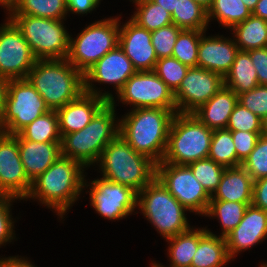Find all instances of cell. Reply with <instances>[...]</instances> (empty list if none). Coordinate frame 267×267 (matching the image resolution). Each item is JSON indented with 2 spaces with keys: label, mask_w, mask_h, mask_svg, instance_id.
Returning <instances> with one entry per match:
<instances>
[{
  "label": "cell",
  "mask_w": 267,
  "mask_h": 267,
  "mask_svg": "<svg viewBox=\"0 0 267 267\" xmlns=\"http://www.w3.org/2000/svg\"><path fill=\"white\" fill-rule=\"evenodd\" d=\"M166 241L170 243L168 246L170 267H190L199 243V229L196 230L192 227L176 236L167 238ZM151 267L164 266L152 263Z\"/></svg>",
  "instance_id": "83f0119b"
},
{
  "label": "cell",
  "mask_w": 267,
  "mask_h": 267,
  "mask_svg": "<svg viewBox=\"0 0 267 267\" xmlns=\"http://www.w3.org/2000/svg\"><path fill=\"white\" fill-rule=\"evenodd\" d=\"M193 1H196L197 3H199L206 10H208L213 3V0H193Z\"/></svg>",
  "instance_id": "11a10c76"
},
{
  "label": "cell",
  "mask_w": 267,
  "mask_h": 267,
  "mask_svg": "<svg viewBox=\"0 0 267 267\" xmlns=\"http://www.w3.org/2000/svg\"><path fill=\"white\" fill-rule=\"evenodd\" d=\"M213 131L192 113H176L170 126L162 162L189 165L208 158Z\"/></svg>",
  "instance_id": "8992f818"
},
{
  "label": "cell",
  "mask_w": 267,
  "mask_h": 267,
  "mask_svg": "<svg viewBox=\"0 0 267 267\" xmlns=\"http://www.w3.org/2000/svg\"><path fill=\"white\" fill-rule=\"evenodd\" d=\"M119 17L93 22L76 39L70 36L66 58L83 75L104 55L118 45Z\"/></svg>",
  "instance_id": "9c48e42d"
},
{
  "label": "cell",
  "mask_w": 267,
  "mask_h": 267,
  "mask_svg": "<svg viewBox=\"0 0 267 267\" xmlns=\"http://www.w3.org/2000/svg\"><path fill=\"white\" fill-rule=\"evenodd\" d=\"M19 154L28 179L32 182L60 156V142H33L18 133Z\"/></svg>",
  "instance_id": "7402d4cb"
},
{
  "label": "cell",
  "mask_w": 267,
  "mask_h": 267,
  "mask_svg": "<svg viewBox=\"0 0 267 267\" xmlns=\"http://www.w3.org/2000/svg\"><path fill=\"white\" fill-rule=\"evenodd\" d=\"M237 154V167L254 149L262 132L231 131Z\"/></svg>",
  "instance_id": "ee69618b"
},
{
  "label": "cell",
  "mask_w": 267,
  "mask_h": 267,
  "mask_svg": "<svg viewBox=\"0 0 267 267\" xmlns=\"http://www.w3.org/2000/svg\"><path fill=\"white\" fill-rule=\"evenodd\" d=\"M254 180L242 167L225 168L211 200L252 203Z\"/></svg>",
  "instance_id": "cb8c5ba5"
},
{
  "label": "cell",
  "mask_w": 267,
  "mask_h": 267,
  "mask_svg": "<svg viewBox=\"0 0 267 267\" xmlns=\"http://www.w3.org/2000/svg\"><path fill=\"white\" fill-rule=\"evenodd\" d=\"M261 135L267 137V116L262 119V133Z\"/></svg>",
  "instance_id": "9f6ffc18"
},
{
  "label": "cell",
  "mask_w": 267,
  "mask_h": 267,
  "mask_svg": "<svg viewBox=\"0 0 267 267\" xmlns=\"http://www.w3.org/2000/svg\"><path fill=\"white\" fill-rule=\"evenodd\" d=\"M101 0H67V10L73 14H87L93 11Z\"/></svg>",
  "instance_id": "7dc6e473"
},
{
  "label": "cell",
  "mask_w": 267,
  "mask_h": 267,
  "mask_svg": "<svg viewBox=\"0 0 267 267\" xmlns=\"http://www.w3.org/2000/svg\"><path fill=\"white\" fill-rule=\"evenodd\" d=\"M234 40L239 50L248 51L267 47V21L249 16L232 28Z\"/></svg>",
  "instance_id": "f1b7e54d"
},
{
  "label": "cell",
  "mask_w": 267,
  "mask_h": 267,
  "mask_svg": "<svg viewBox=\"0 0 267 267\" xmlns=\"http://www.w3.org/2000/svg\"><path fill=\"white\" fill-rule=\"evenodd\" d=\"M16 267H35L31 262L28 261V259L26 260L23 257H17L16 256Z\"/></svg>",
  "instance_id": "f5cc1de1"
},
{
  "label": "cell",
  "mask_w": 267,
  "mask_h": 267,
  "mask_svg": "<svg viewBox=\"0 0 267 267\" xmlns=\"http://www.w3.org/2000/svg\"><path fill=\"white\" fill-rule=\"evenodd\" d=\"M252 15L267 21V0H259Z\"/></svg>",
  "instance_id": "c3c4849f"
},
{
  "label": "cell",
  "mask_w": 267,
  "mask_h": 267,
  "mask_svg": "<svg viewBox=\"0 0 267 267\" xmlns=\"http://www.w3.org/2000/svg\"><path fill=\"white\" fill-rule=\"evenodd\" d=\"M156 178L188 211L205 215L211 196L187 165L159 162L156 164Z\"/></svg>",
  "instance_id": "8fae6325"
},
{
  "label": "cell",
  "mask_w": 267,
  "mask_h": 267,
  "mask_svg": "<svg viewBox=\"0 0 267 267\" xmlns=\"http://www.w3.org/2000/svg\"><path fill=\"white\" fill-rule=\"evenodd\" d=\"M137 207L165 239L190 229L188 211L155 177L137 193Z\"/></svg>",
  "instance_id": "52a82bcc"
},
{
  "label": "cell",
  "mask_w": 267,
  "mask_h": 267,
  "mask_svg": "<svg viewBox=\"0 0 267 267\" xmlns=\"http://www.w3.org/2000/svg\"><path fill=\"white\" fill-rule=\"evenodd\" d=\"M237 103L238 95L223 86L209 101L192 112V115L212 130L226 129L229 117Z\"/></svg>",
  "instance_id": "603a6c76"
},
{
  "label": "cell",
  "mask_w": 267,
  "mask_h": 267,
  "mask_svg": "<svg viewBox=\"0 0 267 267\" xmlns=\"http://www.w3.org/2000/svg\"><path fill=\"white\" fill-rule=\"evenodd\" d=\"M135 72L132 62L117 45L84 74V92L100 96L110 102L114 99L113 94L97 91L92 82L112 84L117 94Z\"/></svg>",
  "instance_id": "9a60e30c"
},
{
  "label": "cell",
  "mask_w": 267,
  "mask_h": 267,
  "mask_svg": "<svg viewBox=\"0 0 267 267\" xmlns=\"http://www.w3.org/2000/svg\"><path fill=\"white\" fill-rule=\"evenodd\" d=\"M235 40L222 36L201 35L197 67L219 73L223 77L230 71L237 52Z\"/></svg>",
  "instance_id": "44dd1931"
},
{
  "label": "cell",
  "mask_w": 267,
  "mask_h": 267,
  "mask_svg": "<svg viewBox=\"0 0 267 267\" xmlns=\"http://www.w3.org/2000/svg\"><path fill=\"white\" fill-rule=\"evenodd\" d=\"M11 1L13 0H0V4L1 6L6 8L11 3Z\"/></svg>",
  "instance_id": "6f0895ef"
},
{
  "label": "cell",
  "mask_w": 267,
  "mask_h": 267,
  "mask_svg": "<svg viewBox=\"0 0 267 267\" xmlns=\"http://www.w3.org/2000/svg\"><path fill=\"white\" fill-rule=\"evenodd\" d=\"M224 86L219 73L200 67H191L174 92L177 113H192L209 101Z\"/></svg>",
  "instance_id": "2e32d148"
},
{
  "label": "cell",
  "mask_w": 267,
  "mask_h": 267,
  "mask_svg": "<svg viewBox=\"0 0 267 267\" xmlns=\"http://www.w3.org/2000/svg\"><path fill=\"white\" fill-rule=\"evenodd\" d=\"M0 26V76L26 79L38 60L20 30L9 19Z\"/></svg>",
  "instance_id": "4fadbf2b"
},
{
  "label": "cell",
  "mask_w": 267,
  "mask_h": 267,
  "mask_svg": "<svg viewBox=\"0 0 267 267\" xmlns=\"http://www.w3.org/2000/svg\"><path fill=\"white\" fill-rule=\"evenodd\" d=\"M7 83L8 79L3 76H0V115L2 114L4 103H5V96L7 91Z\"/></svg>",
  "instance_id": "681fc988"
},
{
  "label": "cell",
  "mask_w": 267,
  "mask_h": 267,
  "mask_svg": "<svg viewBox=\"0 0 267 267\" xmlns=\"http://www.w3.org/2000/svg\"><path fill=\"white\" fill-rule=\"evenodd\" d=\"M188 69V66L171 56L158 59L153 71L175 92L186 76Z\"/></svg>",
  "instance_id": "74e56055"
},
{
  "label": "cell",
  "mask_w": 267,
  "mask_h": 267,
  "mask_svg": "<svg viewBox=\"0 0 267 267\" xmlns=\"http://www.w3.org/2000/svg\"><path fill=\"white\" fill-rule=\"evenodd\" d=\"M252 203L210 200L206 216L216 217L222 227L221 237H226L241 222L246 208Z\"/></svg>",
  "instance_id": "f546056e"
},
{
  "label": "cell",
  "mask_w": 267,
  "mask_h": 267,
  "mask_svg": "<svg viewBox=\"0 0 267 267\" xmlns=\"http://www.w3.org/2000/svg\"><path fill=\"white\" fill-rule=\"evenodd\" d=\"M6 10L10 15H30L56 20L65 19L68 13L67 0H13Z\"/></svg>",
  "instance_id": "4316f807"
},
{
  "label": "cell",
  "mask_w": 267,
  "mask_h": 267,
  "mask_svg": "<svg viewBox=\"0 0 267 267\" xmlns=\"http://www.w3.org/2000/svg\"><path fill=\"white\" fill-rule=\"evenodd\" d=\"M39 59H66L70 35L63 20L46 19L30 15H8Z\"/></svg>",
  "instance_id": "ba28073f"
},
{
  "label": "cell",
  "mask_w": 267,
  "mask_h": 267,
  "mask_svg": "<svg viewBox=\"0 0 267 267\" xmlns=\"http://www.w3.org/2000/svg\"><path fill=\"white\" fill-rule=\"evenodd\" d=\"M226 129L230 131L262 132V120L237 103L229 117Z\"/></svg>",
  "instance_id": "60d3db41"
},
{
  "label": "cell",
  "mask_w": 267,
  "mask_h": 267,
  "mask_svg": "<svg viewBox=\"0 0 267 267\" xmlns=\"http://www.w3.org/2000/svg\"><path fill=\"white\" fill-rule=\"evenodd\" d=\"M241 166L254 181L267 177V137L260 136L254 149L244 159Z\"/></svg>",
  "instance_id": "f35d334b"
},
{
  "label": "cell",
  "mask_w": 267,
  "mask_h": 267,
  "mask_svg": "<svg viewBox=\"0 0 267 267\" xmlns=\"http://www.w3.org/2000/svg\"><path fill=\"white\" fill-rule=\"evenodd\" d=\"M238 103L262 120L267 116V85H258L250 91L238 94Z\"/></svg>",
  "instance_id": "b9f144b4"
},
{
  "label": "cell",
  "mask_w": 267,
  "mask_h": 267,
  "mask_svg": "<svg viewBox=\"0 0 267 267\" xmlns=\"http://www.w3.org/2000/svg\"><path fill=\"white\" fill-rule=\"evenodd\" d=\"M171 16L172 23L182 29L206 31L208 26L207 10L193 0H177Z\"/></svg>",
  "instance_id": "d6a6232c"
},
{
  "label": "cell",
  "mask_w": 267,
  "mask_h": 267,
  "mask_svg": "<svg viewBox=\"0 0 267 267\" xmlns=\"http://www.w3.org/2000/svg\"><path fill=\"white\" fill-rule=\"evenodd\" d=\"M98 163L102 178L137 193L156 177V163L136 152L119 134L105 147Z\"/></svg>",
  "instance_id": "5b68a950"
},
{
  "label": "cell",
  "mask_w": 267,
  "mask_h": 267,
  "mask_svg": "<svg viewBox=\"0 0 267 267\" xmlns=\"http://www.w3.org/2000/svg\"><path fill=\"white\" fill-rule=\"evenodd\" d=\"M252 205L267 211V177L254 181Z\"/></svg>",
  "instance_id": "bcb514c9"
},
{
  "label": "cell",
  "mask_w": 267,
  "mask_h": 267,
  "mask_svg": "<svg viewBox=\"0 0 267 267\" xmlns=\"http://www.w3.org/2000/svg\"><path fill=\"white\" fill-rule=\"evenodd\" d=\"M90 186L91 206L96 212L109 220H120L127 217L137 208V192L131 187L114 183L104 178L94 179ZM88 183V185H87Z\"/></svg>",
  "instance_id": "5bb4252c"
},
{
  "label": "cell",
  "mask_w": 267,
  "mask_h": 267,
  "mask_svg": "<svg viewBox=\"0 0 267 267\" xmlns=\"http://www.w3.org/2000/svg\"><path fill=\"white\" fill-rule=\"evenodd\" d=\"M18 198L7 195H0V246L15 239L13 232L14 222L12 221L11 203ZM14 200V201H13Z\"/></svg>",
  "instance_id": "7bdbcfd3"
},
{
  "label": "cell",
  "mask_w": 267,
  "mask_h": 267,
  "mask_svg": "<svg viewBox=\"0 0 267 267\" xmlns=\"http://www.w3.org/2000/svg\"><path fill=\"white\" fill-rule=\"evenodd\" d=\"M0 267H16V256L1 258L0 259Z\"/></svg>",
  "instance_id": "816d5d0a"
},
{
  "label": "cell",
  "mask_w": 267,
  "mask_h": 267,
  "mask_svg": "<svg viewBox=\"0 0 267 267\" xmlns=\"http://www.w3.org/2000/svg\"><path fill=\"white\" fill-rule=\"evenodd\" d=\"M259 85H267V47L248 50Z\"/></svg>",
  "instance_id": "f6af8a7d"
},
{
  "label": "cell",
  "mask_w": 267,
  "mask_h": 267,
  "mask_svg": "<svg viewBox=\"0 0 267 267\" xmlns=\"http://www.w3.org/2000/svg\"><path fill=\"white\" fill-rule=\"evenodd\" d=\"M32 182L28 179L22 164L18 134L0 133V195L25 199Z\"/></svg>",
  "instance_id": "e0dca14e"
},
{
  "label": "cell",
  "mask_w": 267,
  "mask_h": 267,
  "mask_svg": "<svg viewBox=\"0 0 267 267\" xmlns=\"http://www.w3.org/2000/svg\"><path fill=\"white\" fill-rule=\"evenodd\" d=\"M137 12L132 15V20L139 26L152 32L161 27L172 24L171 13L162 6L152 2L151 0L134 1Z\"/></svg>",
  "instance_id": "836d02e7"
},
{
  "label": "cell",
  "mask_w": 267,
  "mask_h": 267,
  "mask_svg": "<svg viewBox=\"0 0 267 267\" xmlns=\"http://www.w3.org/2000/svg\"><path fill=\"white\" fill-rule=\"evenodd\" d=\"M208 158L224 168L237 167V154L230 130L215 129L213 131Z\"/></svg>",
  "instance_id": "e575fe53"
},
{
  "label": "cell",
  "mask_w": 267,
  "mask_h": 267,
  "mask_svg": "<svg viewBox=\"0 0 267 267\" xmlns=\"http://www.w3.org/2000/svg\"><path fill=\"white\" fill-rule=\"evenodd\" d=\"M182 30L172 23L151 32V43L158 59L172 56L177 37Z\"/></svg>",
  "instance_id": "ab89813d"
},
{
  "label": "cell",
  "mask_w": 267,
  "mask_h": 267,
  "mask_svg": "<svg viewBox=\"0 0 267 267\" xmlns=\"http://www.w3.org/2000/svg\"><path fill=\"white\" fill-rule=\"evenodd\" d=\"M193 176L211 196L217 189L225 168L210 158L200 159L187 165Z\"/></svg>",
  "instance_id": "8d00e7d4"
},
{
  "label": "cell",
  "mask_w": 267,
  "mask_h": 267,
  "mask_svg": "<svg viewBox=\"0 0 267 267\" xmlns=\"http://www.w3.org/2000/svg\"><path fill=\"white\" fill-rule=\"evenodd\" d=\"M26 79L49 110H57L84 92V75L67 59H39Z\"/></svg>",
  "instance_id": "3957f363"
},
{
  "label": "cell",
  "mask_w": 267,
  "mask_h": 267,
  "mask_svg": "<svg viewBox=\"0 0 267 267\" xmlns=\"http://www.w3.org/2000/svg\"><path fill=\"white\" fill-rule=\"evenodd\" d=\"M19 134L25 140L33 142H61L56 110H50L36 118L32 123L22 129Z\"/></svg>",
  "instance_id": "1f68e13d"
},
{
  "label": "cell",
  "mask_w": 267,
  "mask_h": 267,
  "mask_svg": "<svg viewBox=\"0 0 267 267\" xmlns=\"http://www.w3.org/2000/svg\"><path fill=\"white\" fill-rule=\"evenodd\" d=\"M107 103L100 96L83 92L75 100L57 109L60 135L84 129Z\"/></svg>",
  "instance_id": "ffe728a7"
},
{
  "label": "cell",
  "mask_w": 267,
  "mask_h": 267,
  "mask_svg": "<svg viewBox=\"0 0 267 267\" xmlns=\"http://www.w3.org/2000/svg\"><path fill=\"white\" fill-rule=\"evenodd\" d=\"M122 104L177 111L174 92L154 71H136L118 92Z\"/></svg>",
  "instance_id": "7c38bea8"
},
{
  "label": "cell",
  "mask_w": 267,
  "mask_h": 267,
  "mask_svg": "<svg viewBox=\"0 0 267 267\" xmlns=\"http://www.w3.org/2000/svg\"><path fill=\"white\" fill-rule=\"evenodd\" d=\"M115 117L112 99L84 129L61 135V156L76 160L85 168L98 163L105 147L119 134Z\"/></svg>",
  "instance_id": "277c9868"
},
{
  "label": "cell",
  "mask_w": 267,
  "mask_h": 267,
  "mask_svg": "<svg viewBox=\"0 0 267 267\" xmlns=\"http://www.w3.org/2000/svg\"><path fill=\"white\" fill-rule=\"evenodd\" d=\"M204 32L206 31L183 29L177 37L172 57L189 68L197 67L198 47Z\"/></svg>",
  "instance_id": "d590c367"
},
{
  "label": "cell",
  "mask_w": 267,
  "mask_h": 267,
  "mask_svg": "<svg viewBox=\"0 0 267 267\" xmlns=\"http://www.w3.org/2000/svg\"><path fill=\"white\" fill-rule=\"evenodd\" d=\"M118 45L132 62L136 71H153L157 56L151 43V32L132 19L120 25Z\"/></svg>",
  "instance_id": "ac0fdd59"
},
{
  "label": "cell",
  "mask_w": 267,
  "mask_h": 267,
  "mask_svg": "<svg viewBox=\"0 0 267 267\" xmlns=\"http://www.w3.org/2000/svg\"><path fill=\"white\" fill-rule=\"evenodd\" d=\"M156 4L162 6V8L166 9L171 14L173 13L174 9H176L177 0H151Z\"/></svg>",
  "instance_id": "f907efd6"
},
{
  "label": "cell",
  "mask_w": 267,
  "mask_h": 267,
  "mask_svg": "<svg viewBox=\"0 0 267 267\" xmlns=\"http://www.w3.org/2000/svg\"><path fill=\"white\" fill-rule=\"evenodd\" d=\"M251 15V10L246 7L242 0H213L212 5L207 10L208 23L216 18L223 27L229 29Z\"/></svg>",
  "instance_id": "4dcf8cb0"
},
{
  "label": "cell",
  "mask_w": 267,
  "mask_h": 267,
  "mask_svg": "<svg viewBox=\"0 0 267 267\" xmlns=\"http://www.w3.org/2000/svg\"><path fill=\"white\" fill-rule=\"evenodd\" d=\"M242 1L246 5V7L249 8L251 12H253L259 0H242Z\"/></svg>",
  "instance_id": "db71d44e"
},
{
  "label": "cell",
  "mask_w": 267,
  "mask_h": 267,
  "mask_svg": "<svg viewBox=\"0 0 267 267\" xmlns=\"http://www.w3.org/2000/svg\"><path fill=\"white\" fill-rule=\"evenodd\" d=\"M266 238L267 211L251 204L246 208L239 225L225 237L229 257L233 259L237 252L250 249Z\"/></svg>",
  "instance_id": "d6986e66"
},
{
  "label": "cell",
  "mask_w": 267,
  "mask_h": 267,
  "mask_svg": "<svg viewBox=\"0 0 267 267\" xmlns=\"http://www.w3.org/2000/svg\"><path fill=\"white\" fill-rule=\"evenodd\" d=\"M48 111L44 99L27 79L8 80L0 129L5 134H18Z\"/></svg>",
  "instance_id": "30bf717a"
},
{
  "label": "cell",
  "mask_w": 267,
  "mask_h": 267,
  "mask_svg": "<svg viewBox=\"0 0 267 267\" xmlns=\"http://www.w3.org/2000/svg\"><path fill=\"white\" fill-rule=\"evenodd\" d=\"M258 85L256 69L248 51L239 50L230 71L224 77V86L238 95Z\"/></svg>",
  "instance_id": "484cf974"
},
{
  "label": "cell",
  "mask_w": 267,
  "mask_h": 267,
  "mask_svg": "<svg viewBox=\"0 0 267 267\" xmlns=\"http://www.w3.org/2000/svg\"><path fill=\"white\" fill-rule=\"evenodd\" d=\"M84 166L73 159L60 156L44 173L32 181L25 199L39 200L55 210L63 219L70 206L76 202L84 189Z\"/></svg>",
  "instance_id": "6da1fadb"
},
{
  "label": "cell",
  "mask_w": 267,
  "mask_h": 267,
  "mask_svg": "<svg viewBox=\"0 0 267 267\" xmlns=\"http://www.w3.org/2000/svg\"><path fill=\"white\" fill-rule=\"evenodd\" d=\"M177 111L162 108L131 109L119 121V135L138 153L162 162L170 126Z\"/></svg>",
  "instance_id": "7a4b0ae2"
},
{
  "label": "cell",
  "mask_w": 267,
  "mask_h": 267,
  "mask_svg": "<svg viewBox=\"0 0 267 267\" xmlns=\"http://www.w3.org/2000/svg\"><path fill=\"white\" fill-rule=\"evenodd\" d=\"M230 260L226 239L199 228V243L190 267H223Z\"/></svg>",
  "instance_id": "d4e9b609"
},
{
  "label": "cell",
  "mask_w": 267,
  "mask_h": 267,
  "mask_svg": "<svg viewBox=\"0 0 267 267\" xmlns=\"http://www.w3.org/2000/svg\"><path fill=\"white\" fill-rule=\"evenodd\" d=\"M260 267H267V263H263V264H261V266Z\"/></svg>",
  "instance_id": "680465c9"
}]
</instances>
